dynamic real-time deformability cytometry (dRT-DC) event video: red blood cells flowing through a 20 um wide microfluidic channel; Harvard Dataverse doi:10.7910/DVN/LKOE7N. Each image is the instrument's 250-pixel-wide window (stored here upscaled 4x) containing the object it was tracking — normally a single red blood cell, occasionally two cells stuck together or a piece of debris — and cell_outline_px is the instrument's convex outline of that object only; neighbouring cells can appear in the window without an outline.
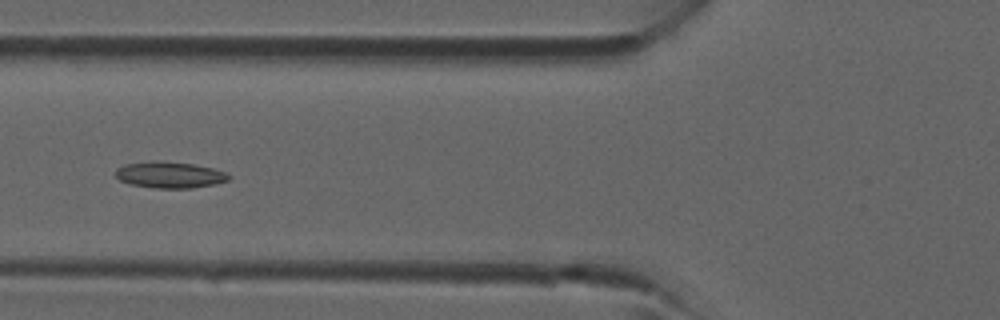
{"species": "common noctule bat (a hibernating species)", "species_latin": "Nyctalus noctula", "temperature_condition": "room temperature", "stored_images_in_passage": 4, "camera_frame_rate_fps": 3000, "um_per_image_px": 0.085, "animal": {"sex": "male", "forearm_length_mm": 52.5}, "frame": {"image": 1, "passage_image": 4, "time_ms": 3.333, "image_size_px": [1000, 320], "cell_outline_px": [[232, 176], [228, 180], [212, 184], [192, 188], [156, 188], [132, 184], [120, 180], [116, 176], [116, 168], [124, 164], [156, 160], [160, 160], [196, 164], [228, 172]], "centroid_in_image_um": [14.45, 14.84], "position_along_channel_um": 111.4, "area_um2": 17.46}}